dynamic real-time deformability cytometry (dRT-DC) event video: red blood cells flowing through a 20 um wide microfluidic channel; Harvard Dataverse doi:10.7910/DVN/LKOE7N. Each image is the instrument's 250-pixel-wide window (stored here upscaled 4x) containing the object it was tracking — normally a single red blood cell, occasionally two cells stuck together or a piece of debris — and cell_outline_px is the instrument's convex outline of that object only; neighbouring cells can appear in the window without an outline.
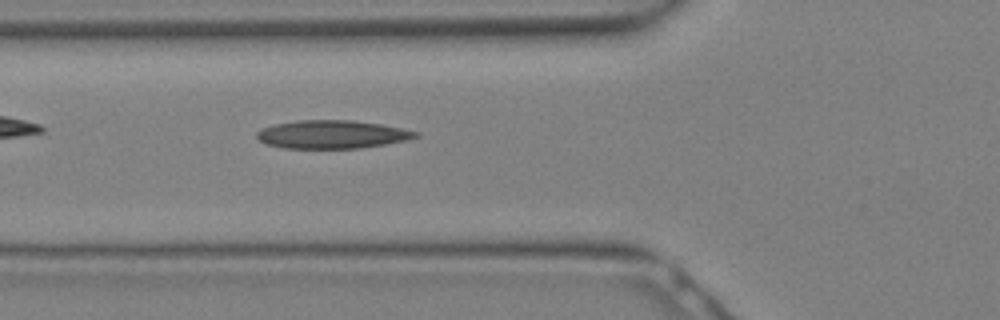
{"species": "Egyptian fruit bat (a non-hibernating species)", "species_latin": "Rousettus aegyptiacus", "temperature_condition": "warm", "stored_images_in_passage": 2, "camera_frame_rate_fps": 3000, "um_per_image_px": 0.085, "animal": {"sex": "female"}, "frame": {"image": 1, "passage_image": 2, "time_ms": 0.333, "image_size_px": [1000, 320], "cell_outline_px": [[420, 136], [408, 140], [360, 148], [284, 148], [264, 144], [256, 136], [256, 132], [264, 128], [276, 124], [296, 120], [352, 120], [380, 124], [404, 128], [420, 132]], "centroid_in_image_um": [28.26, 11.42], "position_along_channel_um": 97.5, "area_um2": 26.18}}